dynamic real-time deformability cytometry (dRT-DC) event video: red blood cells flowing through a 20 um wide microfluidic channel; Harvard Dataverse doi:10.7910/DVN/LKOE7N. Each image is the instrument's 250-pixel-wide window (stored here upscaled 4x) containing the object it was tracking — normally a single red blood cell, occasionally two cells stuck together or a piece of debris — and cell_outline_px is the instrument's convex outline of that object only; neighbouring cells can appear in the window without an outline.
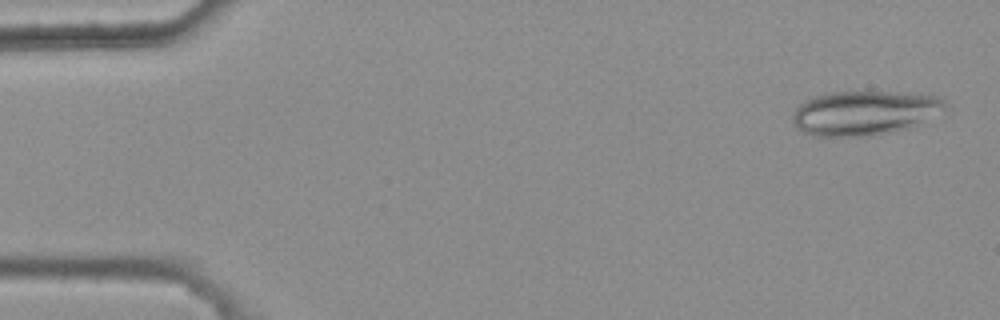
{"species": "common noctule bat (a hibernating species)", "species_latin": "Nyctalus noctula", "temperature_condition": "warm", "stored_images_in_passage": 12, "segment_of_instrument_passage": [1, 2], "camera_frame_rate_fps": 3000, "um_per_image_px": 0.085, "animal": {"sex": "female", "body_mass_g": 25.1}, "frame": {"image": 1, "passage_image": 1, "time_ms": 0.0, "image_size_px": [1000, 320], "cell_outline_px": [[952, 108], [912, 128], [896, 132], [876, 136], [816, 136], [800, 132], [796, 128], [792, 120], [792, 112], [804, 100], [812, 96], [824, 92], [864, 88], [940, 96]], "centroid_in_image_um": [73.54, 9.55], "position_along_channel_um": 11.5, "area_um2": 41.91}}